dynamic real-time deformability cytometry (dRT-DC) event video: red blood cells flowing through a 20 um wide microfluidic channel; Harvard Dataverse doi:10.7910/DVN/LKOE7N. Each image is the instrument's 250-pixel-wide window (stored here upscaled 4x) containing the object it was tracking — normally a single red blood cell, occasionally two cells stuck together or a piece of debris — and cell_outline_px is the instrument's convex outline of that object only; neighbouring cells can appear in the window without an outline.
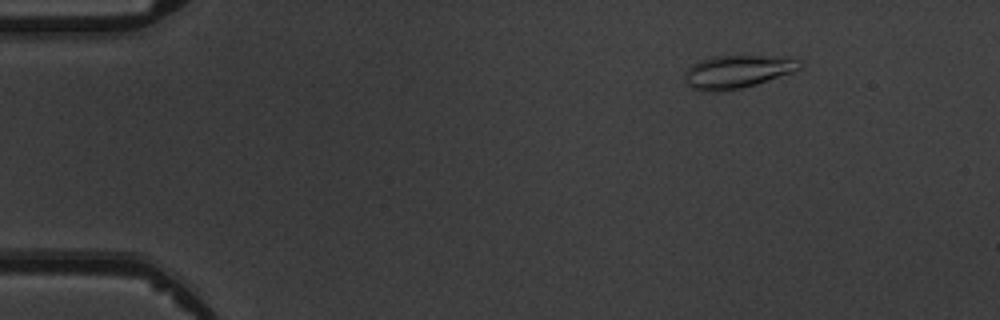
{"species": "common noctule bat (a hibernating species)", "species_latin": "Nyctalus noctula", "temperature_condition": "warm", "stored_images_in_passage": 7, "camera_frame_rate_fps": 3000, "um_per_image_px": 0.085, "animal": {"sex": "male", "body_mass_g": 19.5, "forearm_length_mm": 54.6}, "frame": {"image": 1, "passage_image": 2, "time_ms": 1.0, "image_size_px": [1000, 320], "cell_outline_px": [[804, 64], [800, 68], [792, 72], [756, 84], [740, 88], [720, 92], [700, 92], [692, 88], [684, 80], [684, 72], [692, 64], [700, 60], [712, 56], [792, 56], [800, 60]], "centroid_in_image_um": [62.67, 6.09], "position_along_channel_um": 22.3, "area_um2": 22.48}}
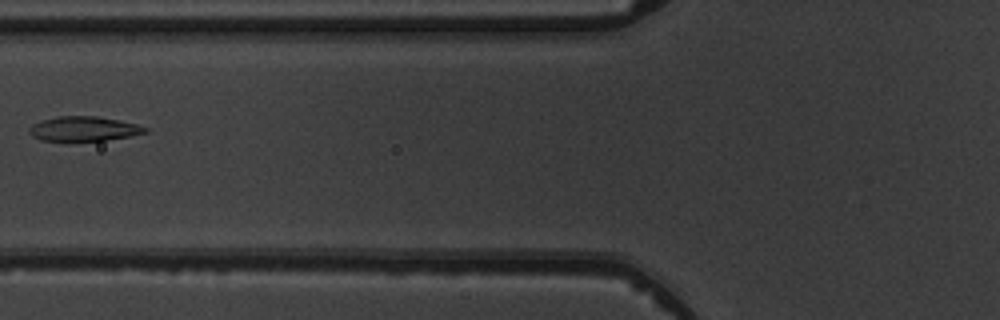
{"frame": {"image": 2, "passage_image": 6, "time_ms": 5.667, "image_size_px": [1000, 320], "cell_outline_px": [[148, 132], [128, 136], [104, 140], [40, 140], [32, 136], [28, 132], [28, 128], [32, 124], [56, 116], [96, 116], [120, 120], [136, 124], [148, 128]], "centroid_in_image_um": [7.1, 10.93], "position_along_channel_um": 118.7, "area_um2": 16.42}}
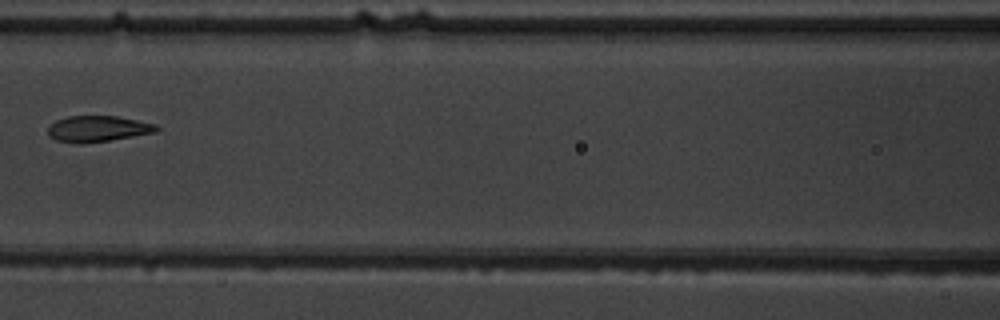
{"frame": {"image": 3, "passage_image": 7, "time_ms": 6.667, "image_size_px": [1000, 320], "cell_outline_px": [[160, 128], [156, 132], [108, 140], [80, 144], [72, 144], [56, 140], [48, 136], [48, 124], [56, 120], [68, 116], [116, 116], [156, 124]], "centroid_in_image_um": [8.25, 10.95], "position_along_channel_um": 158.4, "area_um2": 16.53}}